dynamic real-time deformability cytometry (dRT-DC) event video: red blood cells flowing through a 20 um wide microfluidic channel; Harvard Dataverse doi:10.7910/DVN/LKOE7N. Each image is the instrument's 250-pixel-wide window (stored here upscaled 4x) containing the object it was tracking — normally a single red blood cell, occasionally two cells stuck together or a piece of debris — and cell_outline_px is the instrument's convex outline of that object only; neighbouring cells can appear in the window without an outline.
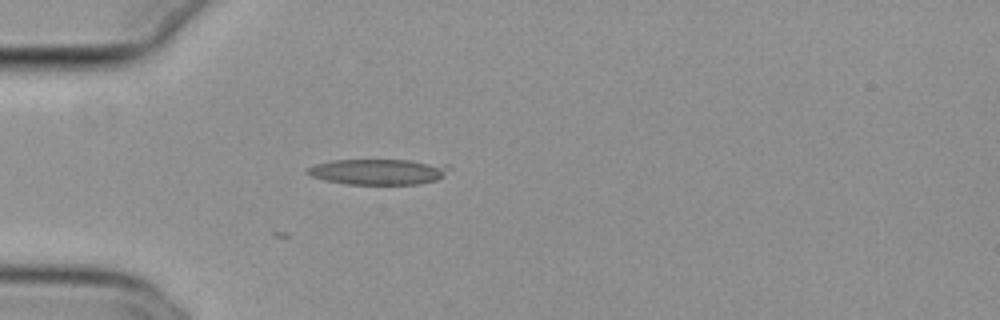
{"species": "common noctule bat (a hibernating species)", "species_latin": "Nyctalus noctula", "temperature_condition": "cold", "stored_images_in_passage": 2, "camera_frame_rate_fps": 3000, "um_per_image_px": 0.085, "animal": {"sex": "female", "body_mass_g": 29.2, "forearm_length_mm": 56.3}, "frame": {"image": 1, "passage_image": 2, "time_ms": 0.333, "image_size_px": [1000, 320], "cell_outline_px": [[448, 168], [436, 180], [420, 184], [348, 184], [324, 180], [312, 176], [304, 172], [308, 168], [316, 164], [332, 160], [408, 160], [448, 164]], "centroid_in_image_um": [32.1, 14.59], "position_along_channel_um": 52.9, "area_um2": 20.98}}